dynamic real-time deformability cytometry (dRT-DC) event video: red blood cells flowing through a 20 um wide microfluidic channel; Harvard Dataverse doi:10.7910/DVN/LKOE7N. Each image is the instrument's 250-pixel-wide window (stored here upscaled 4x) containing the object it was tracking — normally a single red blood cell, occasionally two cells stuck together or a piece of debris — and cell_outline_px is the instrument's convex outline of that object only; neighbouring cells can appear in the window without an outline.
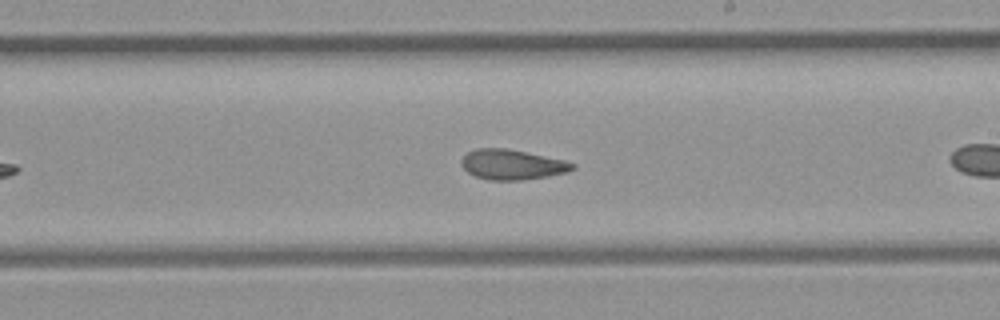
{"species": "common noctule bat (a hibernating species)", "species_latin": "Nyctalus noctula", "temperature_condition": "room temperature", "stored_images_in_passage": 25, "camera_frame_rate_fps": 3000, "um_per_image_px": 0.085, "animal": {"sex": "female", "body_mass_g": 21.9}, "frame": {"image": 1, "passage_image": 15, "time_ms": 4.667, "image_size_px": [1000, 320], "cell_outline_px": [[576, 168], [568, 172], [548, 176], [520, 180], [488, 180], [476, 176], [468, 172], [460, 164], [460, 160], [468, 152], [476, 148], [508, 148], [564, 160], [576, 164]], "centroid_in_image_um": [43.53, 13.98], "position_along_channel_um": 245.5, "area_um2": 19.54}}
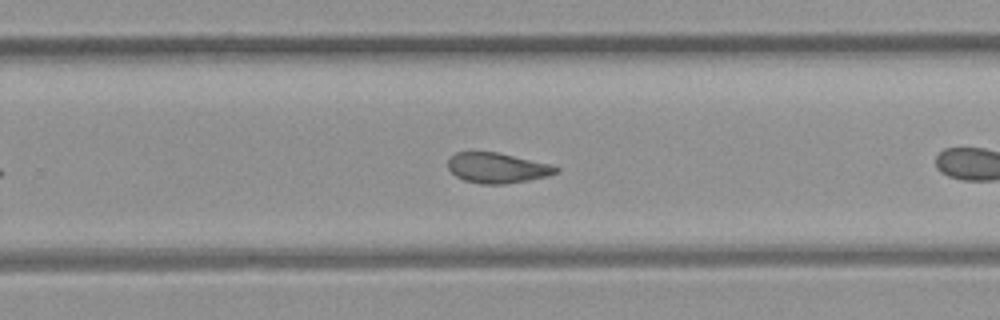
{"frame": {"image": 2, "passage_image": 18, "time_ms": 5.667, "image_size_px": [1000, 320], "cell_outline_px": [[560, 168], [556, 172], [548, 176], [528, 180], [504, 184], [480, 184], [464, 180], [456, 176], [448, 168], [448, 160], [456, 152], [496, 152], [552, 164]], "centroid_in_image_um": [42.27, 14.27], "position_along_channel_um": 287.5, "area_um2": 18.96}}